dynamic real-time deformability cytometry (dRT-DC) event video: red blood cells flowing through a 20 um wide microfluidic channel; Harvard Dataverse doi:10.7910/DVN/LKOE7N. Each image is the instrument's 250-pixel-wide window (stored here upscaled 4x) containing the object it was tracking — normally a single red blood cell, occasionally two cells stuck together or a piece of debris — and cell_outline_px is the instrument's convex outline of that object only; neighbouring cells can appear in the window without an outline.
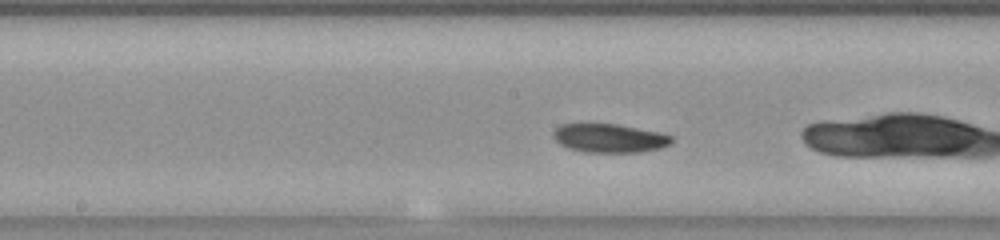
{"species": "common noctule bat (a hibernating species)", "species_latin": "Nyctalus noctula", "temperature_condition": "room temperature", "stored_images_in_passage": 39, "camera_frame_rate_fps": 3000, "um_per_image_px": 0.085, "animal": {"sex": "female", "body_mass_g": 23.0, "forearm_length_mm": 53.4}, "frame": {"image": 1, "passage_image": 12, "time_ms": 3.667, "image_size_px": [1000, 240], "cell_outline_px": [[672, 140], [668, 144], [660, 148], [640, 152], [584, 152], [572, 148], [556, 140], [556, 128], [560, 124], [616, 124], [656, 132], [672, 136]], "centroid_in_image_um": [51.84, 11.74], "position_along_channel_um": 196.4, "area_um2": 19.07}, "authors_computed_cell_mechanics": {"area_um2": 18.9006, "velocity_mm_per_s": 3.8208, "shape_relaxation_time_tau1_ms": 2.9537, "shape_relaxation_time_tau2_ms": null, "deformation_change_tau1": 0.0986, "deformation_change_tau2": null}}